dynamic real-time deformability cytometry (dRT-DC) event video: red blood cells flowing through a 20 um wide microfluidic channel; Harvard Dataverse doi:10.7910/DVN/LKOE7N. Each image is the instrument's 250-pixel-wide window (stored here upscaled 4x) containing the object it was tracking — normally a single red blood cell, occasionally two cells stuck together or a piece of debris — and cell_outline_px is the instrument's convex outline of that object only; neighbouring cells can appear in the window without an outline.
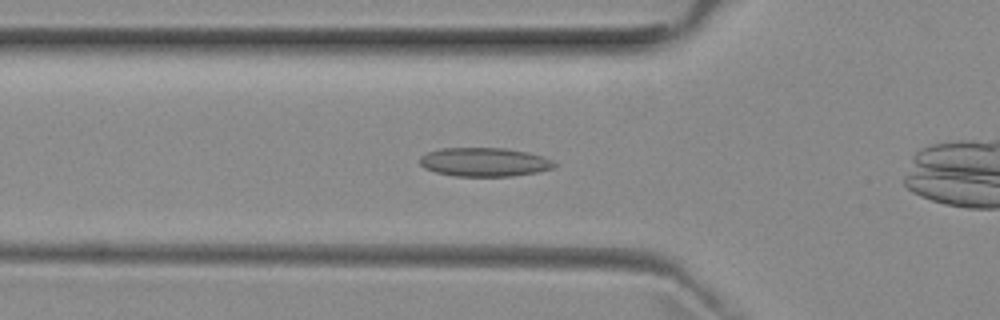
{"species": "common noctule bat (a hibernating species)", "species_latin": "Nyctalus noctula", "temperature_condition": "room temperature", "stored_images_in_passage": 33, "camera_frame_rate_fps": 3000, "um_per_image_px": 0.085, "animal": {"sex": "female", "body_mass_g": 29.2, "forearm_length_mm": 56.3}, "frame": {"image": 1, "passage_image": 8, "time_ms": 2.333, "image_size_px": [1000, 320], "cell_outline_px": [[556, 164], [552, 168], [536, 172], [512, 176], [452, 176], [436, 172], [424, 168], [420, 164], [420, 156], [428, 152], [440, 148], [504, 148], [528, 152], [544, 156], [552, 160]], "centroid_in_image_um": [41.15, 13.77], "position_along_channel_um": 84.6, "area_um2": 22.6}}
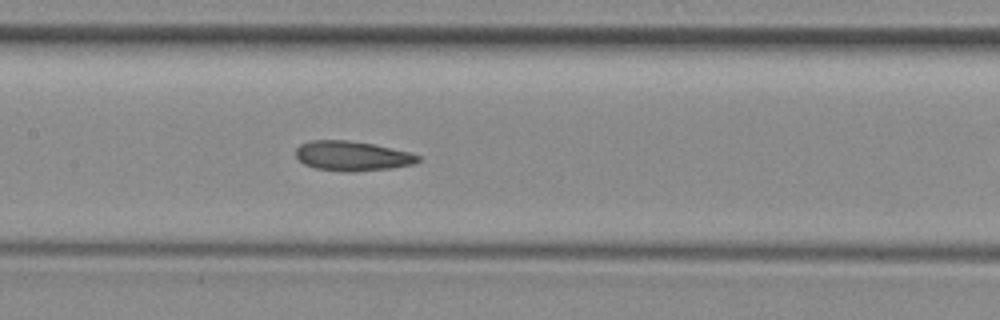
{"frame": {"image": 2, "passage_image": 15, "time_ms": 4.667, "image_size_px": [1000, 320], "cell_outline_px": [[420, 160], [412, 164], [392, 168], [352, 172], [344, 172], [316, 168], [304, 164], [296, 156], [296, 148], [300, 144], [312, 140], [348, 140], [372, 144], [412, 152], [420, 156]], "centroid_in_image_um": [29.94, 13.25], "position_along_channel_um": 177.5, "area_um2": 21.21}}
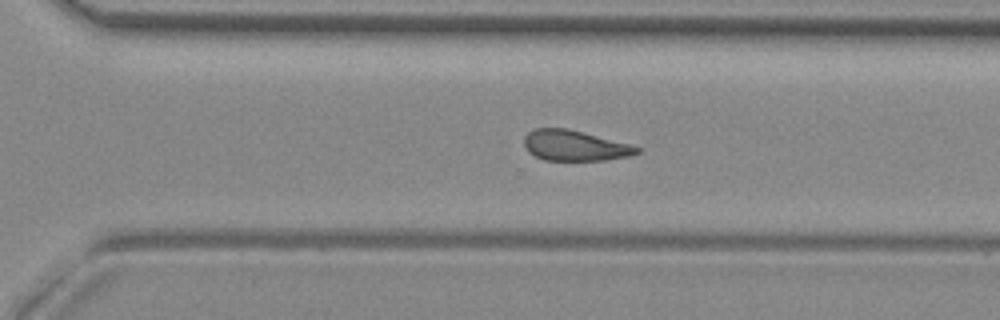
{"frame": {"image": 3, "passage_image": 26, "time_ms": 8.333, "image_size_px": [1000, 320], "cell_outline_px": [[640, 152], [632, 156], [604, 160], [544, 160], [528, 152], [524, 144], [524, 136], [532, 128], [568, 128], [632, 144], [640, 148]], "centroid_in_image_um": [48.87, 12.36], "position_along_channel_um": 321.7, "area_um2": 20.29}}